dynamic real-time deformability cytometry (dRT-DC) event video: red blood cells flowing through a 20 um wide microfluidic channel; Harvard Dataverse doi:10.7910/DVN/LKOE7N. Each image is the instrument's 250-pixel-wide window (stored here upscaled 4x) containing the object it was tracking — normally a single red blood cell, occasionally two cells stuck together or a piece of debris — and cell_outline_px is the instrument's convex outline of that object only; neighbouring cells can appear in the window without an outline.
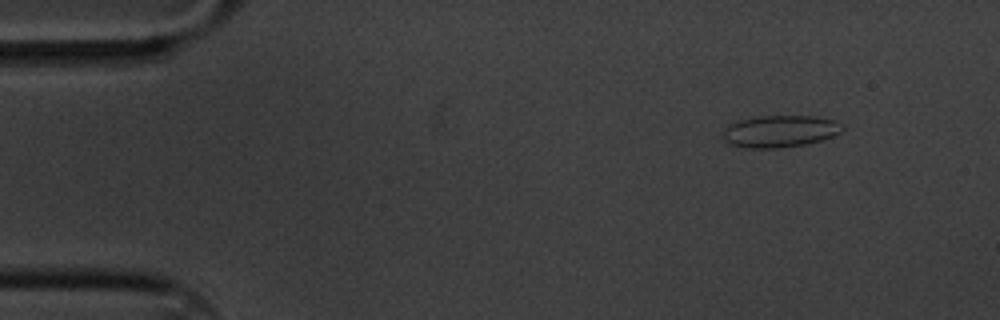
{"species": "common noctule bat (a hibernating species)", "species_latin": "Nyctalus noctula", "temperature_condition": "cold", "stored_images_in_passage": 6, "camera_frame_rate_fps": 3000, "um_per_image_px": 0.085, "animal": {"sex": "male", "body_mass_g": 20.1, "forearm_length_mm": 53.5}, "frame": {"image": 1, "passage_image": 2, "time_ms": 0.333, "image_size_px": [1000, 320], "cell_outline_px": [[844, 128], [840, 132], [824, 140], [808, 144], [776, 148], [744, 148], [728, 144], [724, 140], [724, 128], [728, 124], [740, 120], [756, 116], [816, 116], [836, 120], [844, 124]], "centroid_in_image_um": [66.32, 11.16], "position_along_channel_um": 18.7, "area_um2": 22.6}}
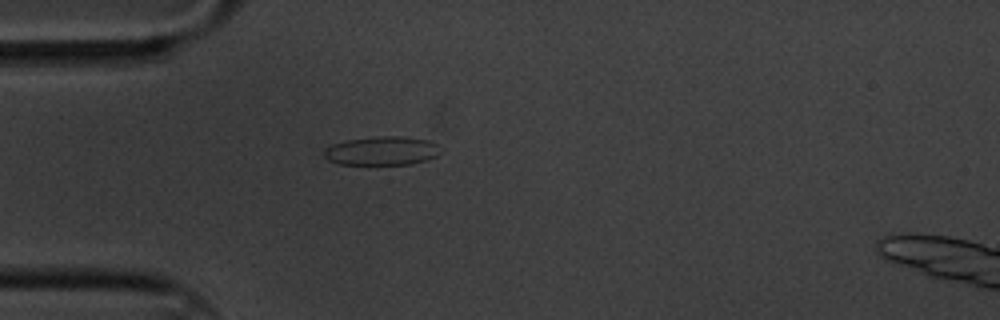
{"frame": {"image": 2, "passage_image": 5, "time_ms": 1.333, "image_size_px": [1000, 320], "cell_outline_px": [[444, 152], [428, 160], [408, 164], [340, 164], [328, 160], [324, 156], [324, 148], [332, 144], [348, 140], [376, 136], [400, 136], [428, 140], [444, 148]], "centroid_in_image_um": [32.51, 12.82], "position_along_channel_um": 52.5, "area_um2": 19.71}}